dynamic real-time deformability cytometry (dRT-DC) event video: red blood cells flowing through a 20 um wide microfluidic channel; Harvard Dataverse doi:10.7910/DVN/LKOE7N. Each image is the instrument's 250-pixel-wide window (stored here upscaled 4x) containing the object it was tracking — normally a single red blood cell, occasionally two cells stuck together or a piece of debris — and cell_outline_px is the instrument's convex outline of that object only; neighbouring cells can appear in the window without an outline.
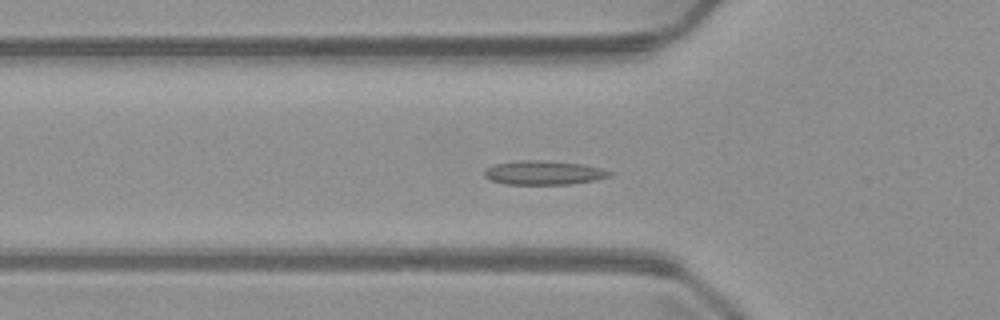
{"species": "common noctule bat (a hibernating species)", "species_latin": "Nyctalus noctula", "temperature_condition": "warm", "stored_images_in_passage": 52, "camera_frame_rate_fps": 3000, "um_per_image_px": 0.085, "animal": {"sex": "male", "body_mass_g": 23.1, "forearm_length_mm": 52.7}, "frame": {"image": 1, "passage_image": 18, "time_ms": 5.667, "image_size_px": [1000, 320], "cell_outline_px": [[612, 176], [596, 180], [568, 184], [508, 184], [488, 180], [484, 176], [484, 168], [492, 164], [520, 160], [544, 160], [584, 164], [604, 168], [612, 172]], "centroid_in_image_um": [46.21, 14.67], "position_along_channel_um": 79.6, "area_um2": 17.86}}
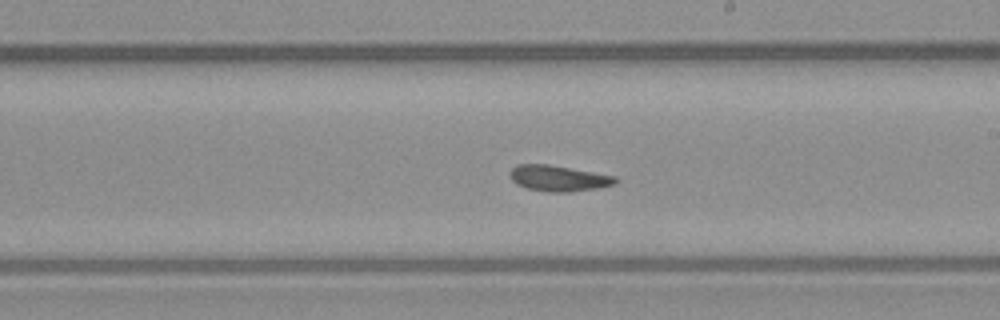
{"frame": {"image": 2, "passage_image": 30, "time_ms": 9.667, "image_size_px": [1000, 320], "cell_outline_px": [[620, 180], [616, 184], [596, 188], [568, 192], [548, 192], [528, 188], [516, 184], [512, 180], [508, 172], [516, 164], [548, 164], [616, 176]], "centroid_in_image_um": [47.47, 15.15], "position_along_channel_um": 241.5, "area_um2": 15.95}}
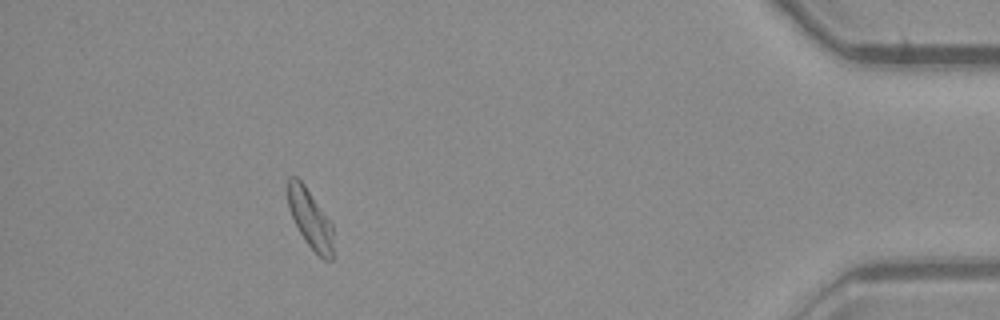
{"frame": {"image": 3, "passage_image": 47, "time_ms": 15.333, "image_size_px": [1000, 320], "cell_outline_px": [[332, 260], [324, 260], [304, 240], [288, 208], [288, 176], [296, 176], [304, 184], [332, 224]], "centroid_in_image_um": [26.35, 18.58], "position_along_channel_um": 408.8, "area_um2": 15.2}}